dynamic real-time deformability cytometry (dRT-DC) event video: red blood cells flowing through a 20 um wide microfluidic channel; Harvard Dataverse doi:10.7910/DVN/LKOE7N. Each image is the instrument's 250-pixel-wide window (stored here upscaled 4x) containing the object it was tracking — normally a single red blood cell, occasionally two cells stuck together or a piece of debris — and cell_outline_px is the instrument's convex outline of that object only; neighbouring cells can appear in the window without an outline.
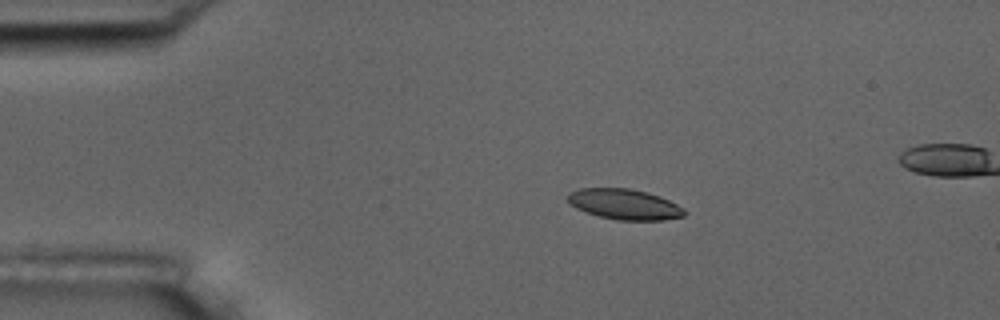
{"species": "common noctule bat (a hibernating species)", "species_latin": "Nyctalus noctula", "temperature_condition": "room temperature", "stored_images_in_passage": 16, "camera_frame_rate_fps": 3000, "um_per_image_px": 0.085, "animal": {"sex": "male", "body_mass_g": 17.5, "forearm_length_mm": 52.3}, "frame": {"image": 1, "passage_image": 3, "time_ms": 3.0, "image_size_px": [1000, 320], "cell_outline_px": [[688, 212], [684, 216], [664, 220], [616, 220], [600, 216], [576, 208], [568, 204], [564, 196], [568, 192], [580, 188], [628, 188], [648, 192], [660, 196], [684, 208]], "centroid_in_image_um": [53.05, 17.35], "position_along_channel_um": 32.0, "area_um2": 20.98}}
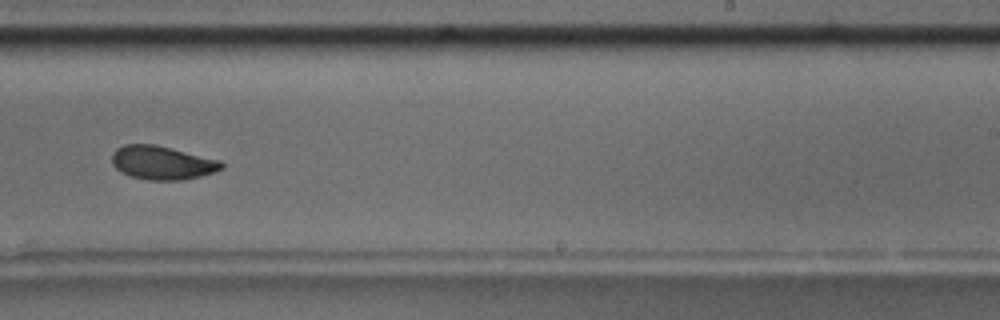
{"frame": {"image": 2, "passage_image": 10, "time_ms": 11.0, "image_size_px": [1000, 320], "cell_outline_px": [[224, 168], [216, 172], [200, 176], [180, 180], [148, 180], [132, 176], [120, 172], [112, 164], [112, 152], [116, 148], [124, 144], [156, 144], [220, 160], [224, 164]], "centroid_in_image_um": [13.78, 13.82], "position_along_channel_um": 275.2, "area_um2": 21.62}, "authors_computed_cell_mechanics": {"area_um2": 21.5883, "velocity_mm_per_s": 3.6462, "shape_relaxation_time_tau1_ms": 3.1153, "shape_relaxation_time_tau2_ms": 7.0609, "deformation_change_tau1": 0.1034, "deformation_change_tau2": 0.1029}}